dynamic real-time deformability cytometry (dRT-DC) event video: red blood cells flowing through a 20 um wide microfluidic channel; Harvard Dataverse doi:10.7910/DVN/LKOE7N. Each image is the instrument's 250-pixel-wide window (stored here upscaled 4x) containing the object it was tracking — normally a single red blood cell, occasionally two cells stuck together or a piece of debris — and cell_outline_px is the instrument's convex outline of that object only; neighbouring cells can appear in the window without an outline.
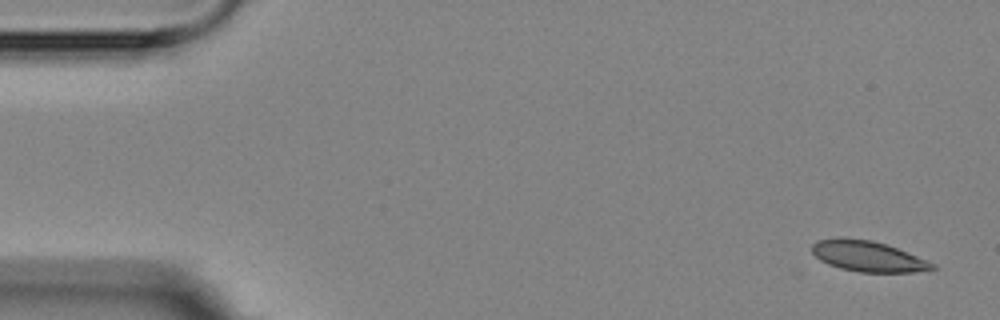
{"species": "Egyptian fruit bat (a non-hibernating species)", "species_latin": "Rousettus aegyptiacus", "temperature_condition": "room temperature", "stored_images_in_passage": 6, "camera_frame_rate_fps": 3000, "um_per_image_px": 0.085, "animal": {"sex": "female"}, "frame": {"image": 1, "passage_image": 1, "time_ms": 0.0, "image_size_px": [1000, 320], "cell_outline_px": [[936, 268], [912, 272], [860, 272], [840, 268], [828, 264], [820, 260], [812, 252], [812, 244], [816, 240], [840, 236], [872, 240], [896, 248], [936, 264]], "centroid_in_image_um": [73.7, 21.76], "position_along_channel_um": 11.3, "area_um2": 21.44}}